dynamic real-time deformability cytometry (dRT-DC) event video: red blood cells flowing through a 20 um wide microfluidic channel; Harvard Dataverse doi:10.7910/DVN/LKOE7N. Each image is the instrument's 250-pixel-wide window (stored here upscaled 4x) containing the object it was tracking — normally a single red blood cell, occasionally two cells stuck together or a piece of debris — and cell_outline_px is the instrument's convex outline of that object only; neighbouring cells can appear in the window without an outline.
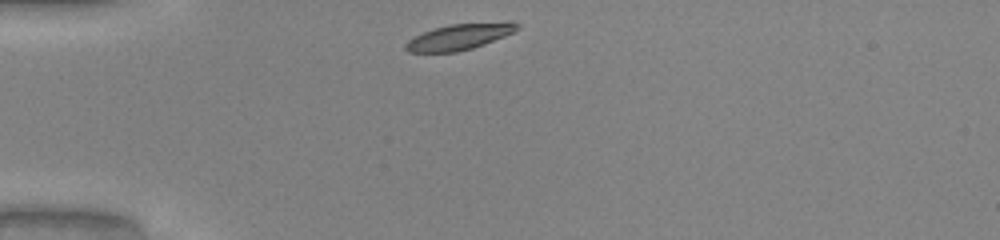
{"species": "common noctule bat (a hibernating species)", "species_latin": "Nyctalus noctula", "temperature_condition": "warm", "stored_images_in_passage": 30, "camera_frame_rate_fps": 3000, "um_per_image_px": 0.085, "animal": {"sex": "male", "body_mass_g": 20.0, "forearm_length_mm": 53.3}, "frame": {"image": 1, "passage_image": 1, "time_ms": 0.0, "image_size_px": [1000, 240], "cell_outline_px": [[520, 28], [504, 36], [484, 44], [472, 48], [456, 52], [408, 52], [404, 48], [404, 44], [408, 40], [424, 32], [448, 24], [512, 20], [520, 24]], "centroid_in_image_um": [39.1, 3.1], "position_along_channel_um": 45.9, "area_um2": 17.05}}
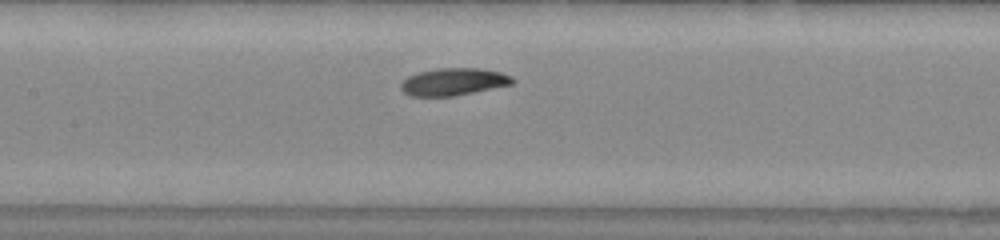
{"frame": {"image": 2, "passage_image": 12, "time_ms": 3.667, "image_size_px": [1000, 240], "cell_outline_px": [[516, 80], [512, 84], [452, 96], [412, 96], [404, 92], [400, 88], [400, 84], [408, 76], [420, 72], [436, 68], [480, 68], [500, 72], [512, 76]], "centroid_in_image_um": [38.55, 6.94], "position_along_channel_um": 168.8, "area_um2": 17.63}}
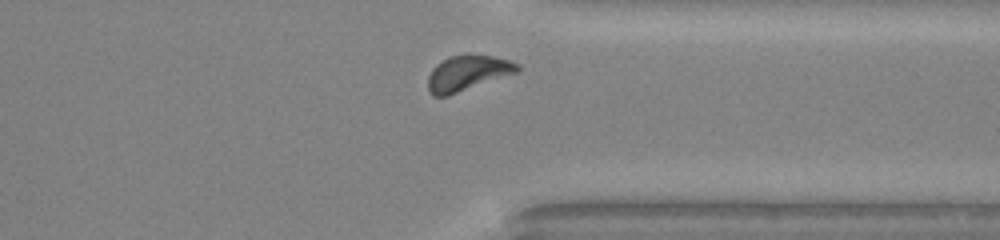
{"frame": {"image": 3, "passage_image": 27, "time_ms": 8.667, "image_size_px": [1000, 240], "cell_outline_px": [[520, 68], [516, 72], [448, 96], [432, 96], [428, 92], [428, 76], [432, 68], [436, 64], [448, 56], [492, 56], [508, 60], [520, 64]], "centroid_in_image_um": [39.68, 6.23], "position_along_channel_um": 371.7, "area_um2": 18.03}, "authors_computed_cell_mechanics": {"area_um2": 17.5423, "velocity_mm_per_s": 4.066, "shape_relaxation_time_tau1_ms": 2.1146, "shape_relaxation_time_tau2_ms": 4.2793, "deformation_change_tau1": 0.0918, "deformation_change_tau2": 0.0673}}